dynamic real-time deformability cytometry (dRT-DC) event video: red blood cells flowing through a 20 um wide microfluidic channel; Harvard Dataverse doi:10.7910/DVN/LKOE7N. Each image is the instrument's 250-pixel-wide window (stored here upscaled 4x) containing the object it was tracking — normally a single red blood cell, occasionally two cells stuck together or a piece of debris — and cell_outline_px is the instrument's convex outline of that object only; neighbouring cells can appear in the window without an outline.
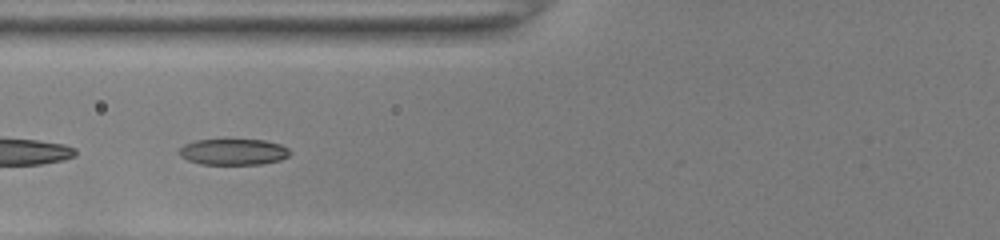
{"species": "common noctule bat (a hibernating species)", "species_latin": "Nyctalus noctula", "temperature_condition": "room temperature", "stored_images_in_passage": 26, "camera_frame_rate_fps": 3000, "um_per_image_px": 0.085, "animal": {"sex": "female", "body_mass_g": 22.0, "forearm_length_mm": 56.7}, "frame": {"image": 1, "passage_image": 11, "time_ms": 3.333, "image_size_px": [1000, 240], "cell_outline_px": [[292, 152], [288, 156], [280, 160], [264, 164], [200, 164], [188, 160], [180, 156], [180, 148], [184, 144], [196, 140], [224, 136], [264, 140], [280, 144], [288, 148]], "centroid_in_image_um": [19.84, 12.85], "position_along_channel_um": 106.0, "area_um2": 17.8}}
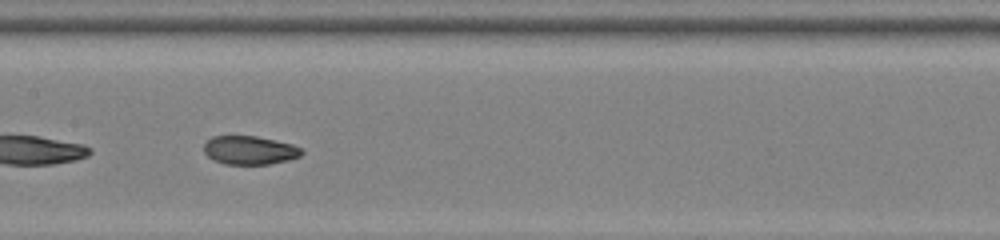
{"frame": {"image": 2, "passage_image": 17, "time_ms": 5.333, "image_size_px": [1000, 240], "cell_outline_px": [[304, 152], [300, 156], [288, 160], [268, 164], [224, 164], [208, 156], [204, 152], [204, 144], [212, 136], [256, 136], [292, 144], [300, 148]], "centroid_in_image_um": [21.22, 12.76], "position_along_channel_um": 186.2, "area_um2": 16.13}}
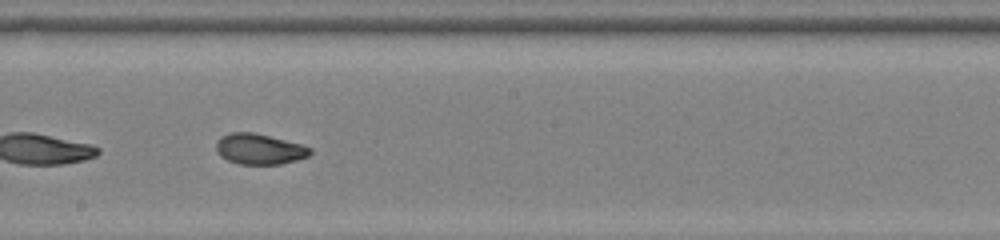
{"frame": {"image": 3, "passage_image": 20, "time_ms": 6.333, "image_size_px": [1000, 240], "cell_outline_px": [[312, 152], [308, 156], [296, 160], [280, 164], [240, 164], [228, 160], [220, 156], [216, 148], [216, 144], [220, 136], [232, 132], [252, 132], [300, 144], [312, 148]], "centroid_in_image_um": [22.03, 12.67], "position_along_channel_um": 226.2, "area_um2": 16.59}}